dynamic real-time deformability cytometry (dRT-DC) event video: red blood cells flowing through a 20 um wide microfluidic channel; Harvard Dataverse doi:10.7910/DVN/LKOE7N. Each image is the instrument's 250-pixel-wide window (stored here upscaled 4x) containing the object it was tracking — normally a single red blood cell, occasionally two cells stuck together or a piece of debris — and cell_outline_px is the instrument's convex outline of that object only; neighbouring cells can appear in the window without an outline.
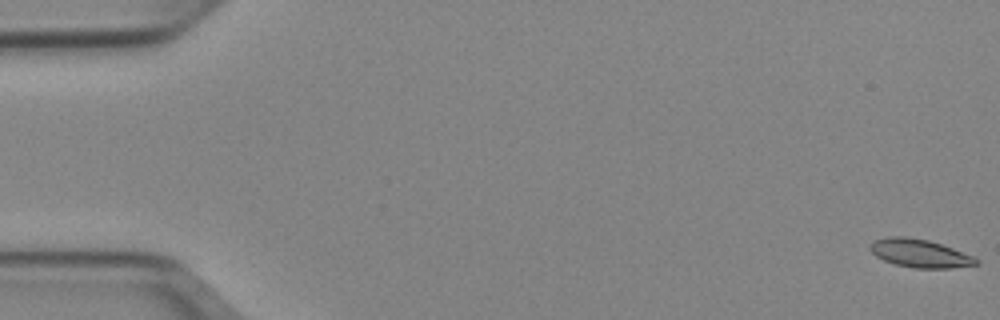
{"species": "Egyptian fruit bat (a non-hibernating species)", "species_latin": "Rousettus aegyptiacus", "temperature_condition": "cold", "stored_images_in_passage": 52, "camera_frame_rate_fps": 3000, "um_per_image_px": 0.085, "animal": {"sex": "female"}, "frame": {"image": 1, "passage_image": 1, "time_ms": 0.0, "image_size_px": [1000, 320], "cell_outline_px": [[980, 264], [952, 268], [912, 268], [896, 264], [884, 260], [876, 256], [868, 248], [868, 244], [872, 240], [888, 236], [904, 236], [928, 240], [952, 248], [972, 256], [980, 260]], "centroid_in_image_um": [78.15, 21.53], "position_along_channel_um": 6.9, "area_um2": 17.51}}
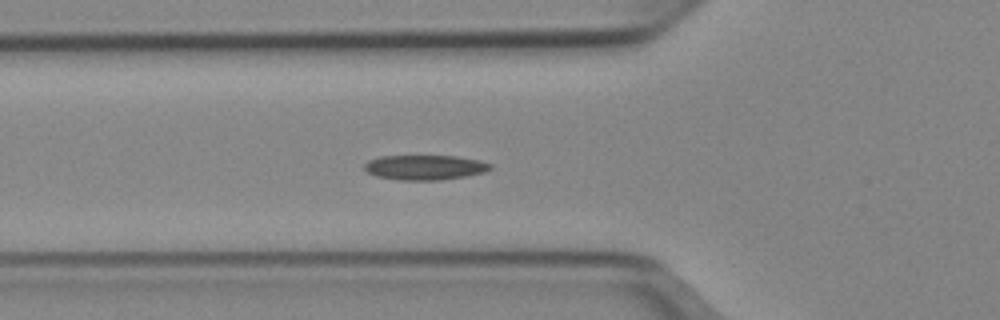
{"frame": {"image": 2, "passage_image": 19, "time_ms": 6.0, "image_size_px": [1000, 320], "cell_outline_px": [[492, 168], [484, 172], [464, 176], [440, 180], [400, 180], [376, 176], [368, 172], [364, 168], [364, 164], [368, 160], [380, 156], [456, 156], [480, 160], [492, 164]], "centroid_in_image_um": [36.11, 14.22], "position_along_channel_um": 89.7, "area_um2": 18.21}}
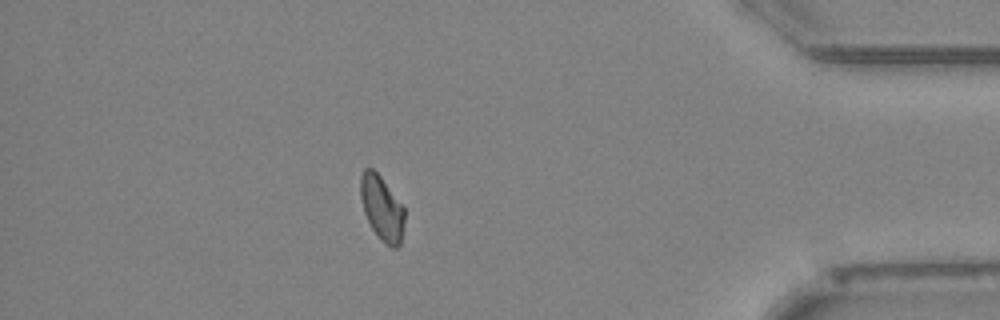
{"frame": {"image": 3, "passage_image": 46, "time_ms": 15.0, "image_size_px": [1000, 320], "cell_outline_px": [[404, 220], [400, 244], [396, 248], [392, 248], [384, 244], [380, 240], [372, 228], [364, 212], [360, 196], [360, 176], [364, 168], [372, 168], [380, 176], [404, 208]], "centroid_in_image_um": [32.44, 17.7], "position_along_channel_um": 402.8, "area_um2": 16.42}, "authors_computed_cell_mechanics": {"area_um2": 17.3111, "velocity_mm_per_s": 3.9341, "shape_relaxation_time_tau1_ms": 5.8664, "shape_relaxation_time_tau2_ms": null, "deformation_change_tau1": 0.1313, "deformation_change_tau2": null}}